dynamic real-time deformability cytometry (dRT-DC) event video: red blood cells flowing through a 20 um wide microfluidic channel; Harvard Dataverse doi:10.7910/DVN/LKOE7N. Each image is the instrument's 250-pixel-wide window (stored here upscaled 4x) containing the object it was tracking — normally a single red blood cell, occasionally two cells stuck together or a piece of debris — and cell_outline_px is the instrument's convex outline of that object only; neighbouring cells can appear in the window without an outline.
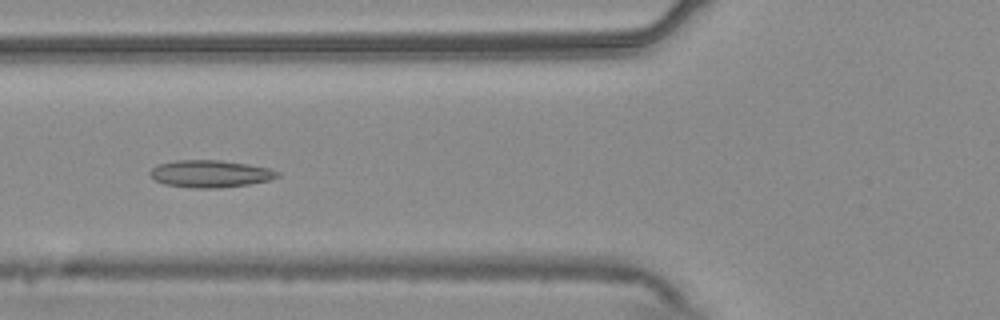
{"species": "common noctule bat (a hibernating species)", "species_latin": "Nyctalus noctula", "temperature_condition": "warm", "stored_images_in_passage": 54, "camera_frame_rate_fps": 3000, "um_per_image_px": 0.085, "animal": {"sex": "male", "body_mass_g": 20.4}, "frame": {"image": 1, "passage_image": 21, "time_ms": 6.667, "image_size_px": [1000, 320], "cell_outline_px": [[280, 176], [268, 180], [248, 184], [220, 188], [192, 188], [164, 184], [156, 180], [148, 172], [156, 164], [176, 160], [220, 160], [248, 164], [272, 168], [280, 172]], "centroid_in_image_um": [17.88, 14.76], "position_along_channel_um": 107.9, "area_um2": 20.35}}
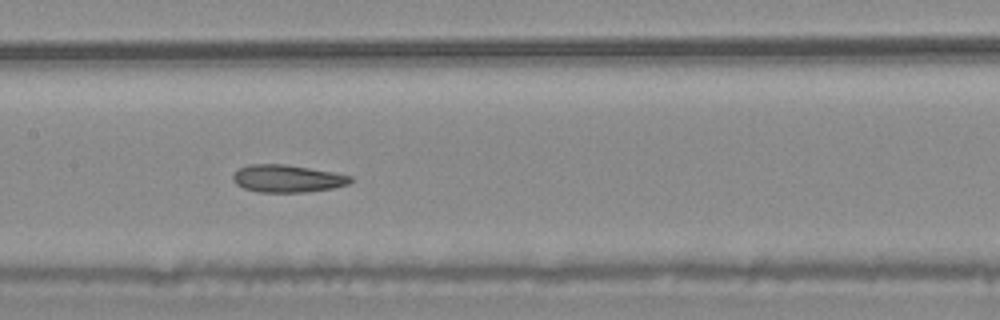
{"frame": {"image": 2, "passage_image": 27, "time_ms": 8.667, "image_size_px": [1000, 320], "cell_outline_px": [[356, 180], [348, 184], [332, 188], [308, 192], [256, 192], [244, 188], [236, 184], [232, 180], [232, 176], [240, 168], [248, 164], [284, 164], [332, 172], [352, 176]], "centroid_in_image_um": [24.43, 15.18], "position_along_channel_um": 183.0, "area_um2": 18.84}}
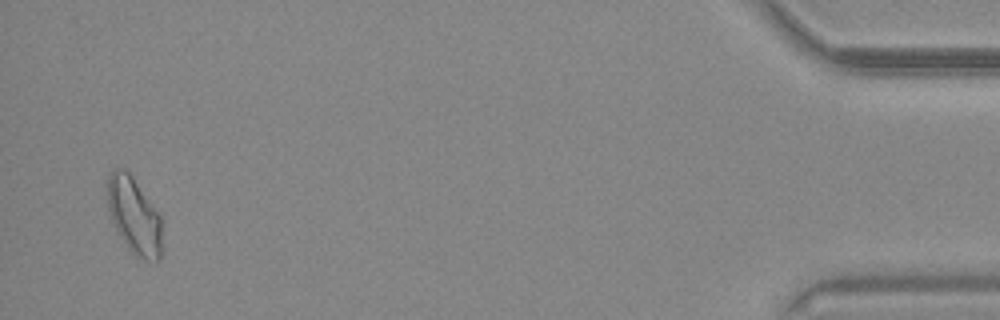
{"frame": {"image": 3, "passage_image": 53, "time_ms": 17.333, "image_size_px": [1000, 320], "cell_outline_px": [[160, 260], [144, 260], [136, 256], [128, 248], [116, 232], [108, 208], [108, 176], [112, 168], [124, 168], [132, 176], [160, 216]], "centroid_in_image_um": [11.36, 18.33], "position_along_channel_um": 423.8, "area_um2": 23.93}, "authors_computed_cell_mechanics": {"area_um2": 20.4323, "velocity_mm_per_s": 3.7382, "shape_relaxation_time_tau1_ms": null, "shape_relaxation_time_tau2_ms": 5.0937, "deformation_change_tau1": null, "deformation_change_tau2": 0.1227}}